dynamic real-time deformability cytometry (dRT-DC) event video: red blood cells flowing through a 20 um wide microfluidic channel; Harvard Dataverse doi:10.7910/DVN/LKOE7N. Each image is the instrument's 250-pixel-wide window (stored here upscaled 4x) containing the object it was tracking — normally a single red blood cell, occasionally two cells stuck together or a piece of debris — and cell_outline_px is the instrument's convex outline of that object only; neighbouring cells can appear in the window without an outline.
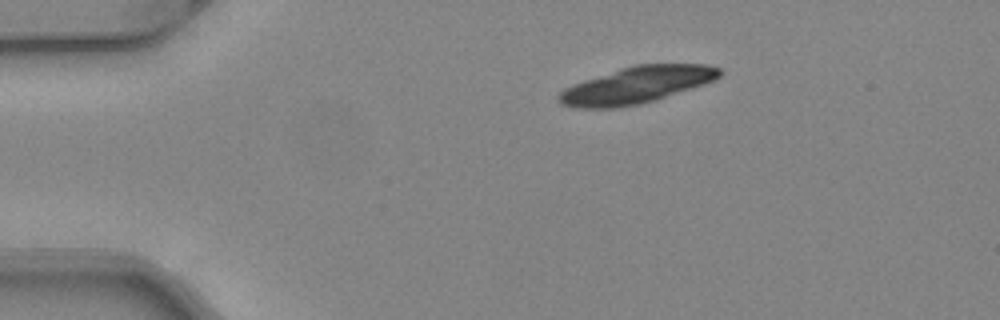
{"species": "common noctule bat (a hibernating species)", "species_latin": "Nyctalus noctula", "temperature_condition": "warm", "stored_images_in_passage": 10, "camera_frame_rate_fps": 3000, "um_per_image_px": 0.085, "animal": {"sex": "female", "body_mass_g": 24.6, "forearm_length_mm": 56.2}, "frame": {"image": 1, "passage_image": 1, "time_ms": 0.0, "image_size_px": [1000, 320], "cell_outline_px": [[724, 72], [716, 80], [656, 100], [640, 104], [616, 108], [576, 108], [560, 104], [556, 100], [556, 96], [564, 88], [572, 84], [632, 64], [708, 64], [720, 68]], "centroid_in_image_um": [54.11, 7.23], "position_along_channel_um": 30.9, "area_um2": 34.74}}